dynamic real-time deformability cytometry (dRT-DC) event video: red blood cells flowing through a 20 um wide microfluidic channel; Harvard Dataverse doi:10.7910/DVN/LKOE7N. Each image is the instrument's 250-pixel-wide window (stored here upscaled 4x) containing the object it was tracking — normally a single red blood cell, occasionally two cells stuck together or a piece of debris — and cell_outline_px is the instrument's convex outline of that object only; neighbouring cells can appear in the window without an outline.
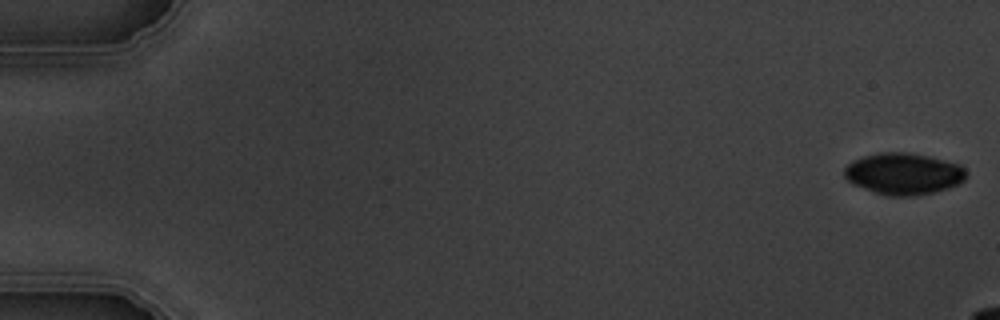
{"species": "common noctule bat (a hibernating species)", "species_latin": "Nyctalus noctula", "temperature_condition": "warm", "stored_images_in_passage": 6, "camera_frame_rate_fps": 3000, "um_per_image_px": 0.085, "animal": {"sex": "male", "body_mass_g": 19.5, "forearm_length_mm": 54.6}, "frame": {"image": 1, "passage_image": 1, "time_ms": 0.0, "image_size_px": [1000, 320], "cell_outline_px": [[968, 176], [960, 184], [948, 188], [916, 196], [888, 196], [852, 184], [844, 176], [844, 168], [852, 160], [864, 156], [880, 152], [908, 152], [928, 156], [960, 164], [964, 168]], "centroid_in_image_um": [76.81, 14.76], "position_along_channel_um": 8.2, "area_um2": 29.65}}